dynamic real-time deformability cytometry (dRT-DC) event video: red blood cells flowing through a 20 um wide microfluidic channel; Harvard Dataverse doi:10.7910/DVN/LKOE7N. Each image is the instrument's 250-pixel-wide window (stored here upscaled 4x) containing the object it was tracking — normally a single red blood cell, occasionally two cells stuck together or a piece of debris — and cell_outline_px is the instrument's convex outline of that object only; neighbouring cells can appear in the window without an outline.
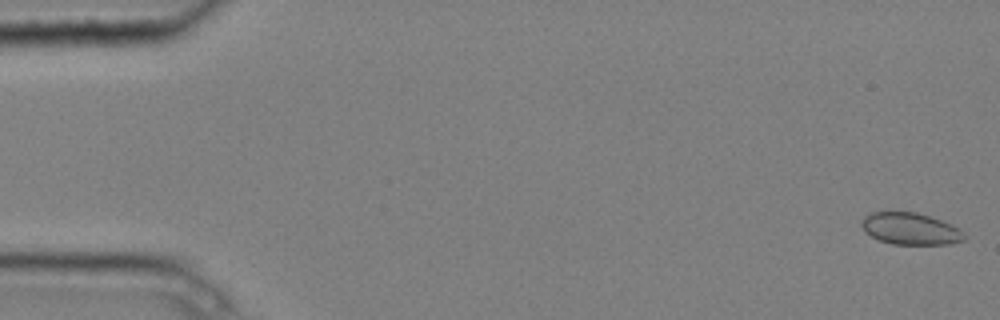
{"species": "common noctule bat (a hibernating species)", "species_latin": "Nyctalus noctula", "temperature_condition": "cold", "stored_images_in_passage": 4, "camera_frame_rate_fps": 3000, "um_per_image_px": 0.085, "animal": {"sex": "male", "body_mass_g": 20.4}, "frame": {"image": 1, "passage_image": 1, "time_ms": 0.0, "image_size_px": [1000, 320], "cell_outline_px": [[968, 236], [964, 240], [948, 244], [892, 244], [880, 240], [864, 232], [860, 224], [864, 216], [872, 212], [916, 212], [952, 224]], "centroid_in_image_um": [77.37, 19.44], "position_along_channel_um": 7.6, "area_um2": 19.02}}
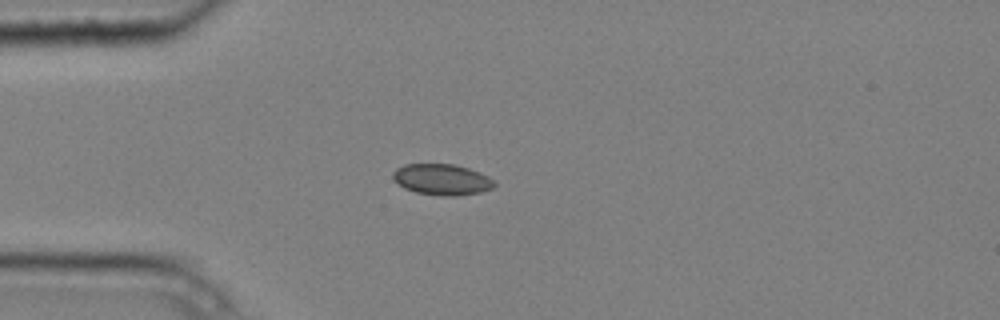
{"frame": {"image": 2, "passage_image": 4, "time_ms": 1.0, "image_size_px": [1000, 320], "cell_outline_px": [[496, 184], [492, 188], [480, 192], [456, 196], [440, 196], [416, 192], [404, 188], [396, 184], [392, 180], [392, 172], [396, 168], [404, 164], [452, 164], [468, 168], [480, 172], [488, 176]], "centroid_in_image_um": [37.51, 15.26], "position_along_channel_um": 47.5, "area_um2": 18.5}}